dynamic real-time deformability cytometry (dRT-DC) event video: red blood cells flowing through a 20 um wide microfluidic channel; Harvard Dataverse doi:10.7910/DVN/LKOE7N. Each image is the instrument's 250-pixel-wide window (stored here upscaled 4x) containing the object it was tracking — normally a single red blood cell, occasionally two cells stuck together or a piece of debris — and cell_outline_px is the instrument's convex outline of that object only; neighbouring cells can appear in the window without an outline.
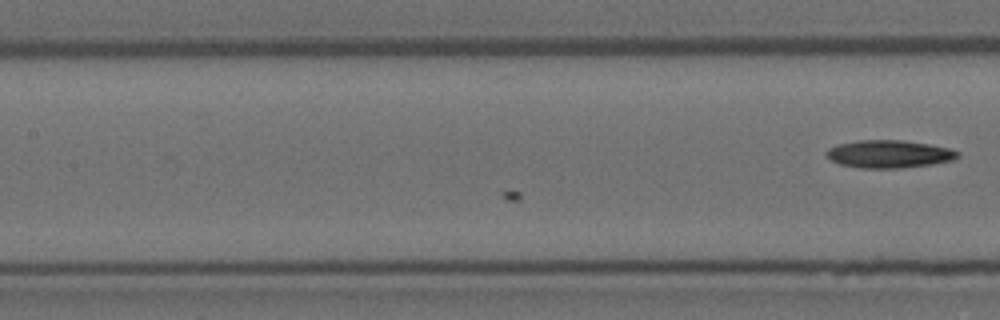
{"species": "Egyptian fruit bat (a non-hibernating species)", "species_latin": "Rousettus aegyptiacus", "temperature_condition": "room temperature", "stored_images_in_passage": 7, "camera_frame_rate_fps": 3000, "um_per_image_px": 0.085, "animal": {"sex": "female"}, "frame": {"image": 1, "passage_image": 7, "time_ms": 2.0, "image_size_px": [1000, 320], "cell_outline_px": [[960, 156], [952, 160], [928, 164], [900, 168], [860, 168], [840, 164], [832, 160], [824, 152], [828, 148], [836, 144], [856, 140], [900, 140], [928, 144], [948, 148], [960, 152]], "centroid_in_image_um": [75.52, 13.08], "position_along_channel_um": 131.9, "area_um2": 21.1}}